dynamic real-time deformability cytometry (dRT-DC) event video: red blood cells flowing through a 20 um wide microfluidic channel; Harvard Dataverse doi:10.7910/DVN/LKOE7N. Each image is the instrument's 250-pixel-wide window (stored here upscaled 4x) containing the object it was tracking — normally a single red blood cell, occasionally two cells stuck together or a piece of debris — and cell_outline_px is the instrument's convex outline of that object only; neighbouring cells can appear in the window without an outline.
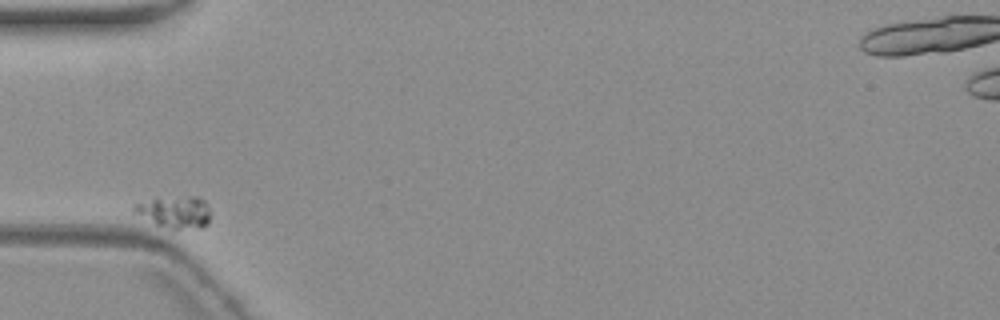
{"species": "common noctule bat (a hibernating species)", "species_latin": "Nyctalus noctula", "temperature_condition": "warm", "stored_images_in_passage": 2, "camera_frame_rate_fps": 3000, "um_per_image_px": 0.085, "animal": {"sex": "female", "body_mass_g": 19.3, "forearm_length_mm": 54.1}, "frame": {"image": 1, "passage_image": 1, "time_ms": 0.0, "image_size_px": [1000, 320], "cell_outline_px": [[208, 224], [204, 228], [172, 228], [156, 224], [132, 212], [132, 204], [156, 196], [200, 196], [208, 204]], "centroid_in_image_um": [14.81, 17.96], "position_along_channel_um": 70.2, "area_um2": 14.62}}